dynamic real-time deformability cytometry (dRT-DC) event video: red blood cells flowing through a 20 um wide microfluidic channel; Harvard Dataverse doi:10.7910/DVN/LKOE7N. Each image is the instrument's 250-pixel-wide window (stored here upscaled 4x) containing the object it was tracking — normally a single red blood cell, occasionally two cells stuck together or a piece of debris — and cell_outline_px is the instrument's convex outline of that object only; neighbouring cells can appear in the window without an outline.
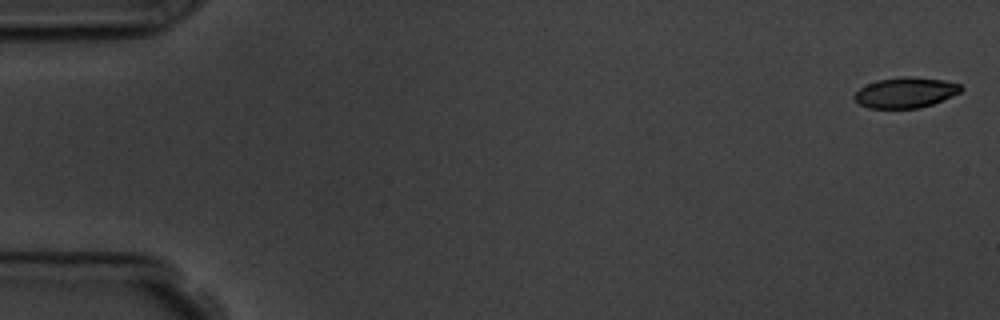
{"species": "common noctule bat (a hibernating species)", "species_latin": "Nyctalus noctula", "temperature_condition": "room temperature", "stored_images_in_passage": 5, "camera_frame_rate_fps": 3000, "um_per_image_px": 0.085, "animal": {"sex": "male", "body_mass_g": 19.5, "forearm_length_mm": 54.6}, "frame": {"image": 1, "passage_image": 1, "time_ms": 0.0, "image_size_px": [1000, 320], "cell_outline_px": [[964, 88], [960, 92], [932, 104], [920, 108], [868, 108], [860, 104], [852, 96], [860, 88], [868, 84], [880, 80], [904, 76], [908, 76], [944, 80], [960, 84]], "centroid_in_image_um": [76.98, 7.87], "position_along_channel_um": 8.0, "area_um2": 18.73}}
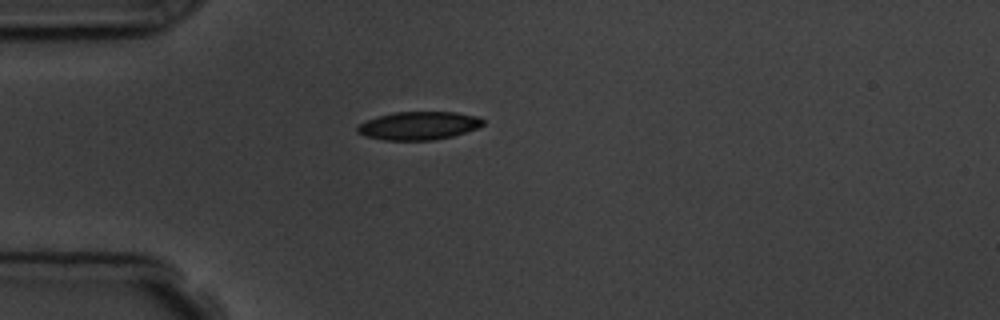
{"frame": {"image": 2, "passage_image": 5, "time_ms": 4.667, "image_size_px": [1000, 320], "cell_outline_px": [[484, 124], [476, 128], [452, 136], [432, 140], [384, 140], [364, 136], [356, 132], [356, 128], [360, 124], [376, 116], [392, 112], [456, 112], [476, 116], [484, 120]], "centroid_in_image_um": [35.55, 10.68], "position_along_channel_um": 49.5, "area_um2": 20.58}}